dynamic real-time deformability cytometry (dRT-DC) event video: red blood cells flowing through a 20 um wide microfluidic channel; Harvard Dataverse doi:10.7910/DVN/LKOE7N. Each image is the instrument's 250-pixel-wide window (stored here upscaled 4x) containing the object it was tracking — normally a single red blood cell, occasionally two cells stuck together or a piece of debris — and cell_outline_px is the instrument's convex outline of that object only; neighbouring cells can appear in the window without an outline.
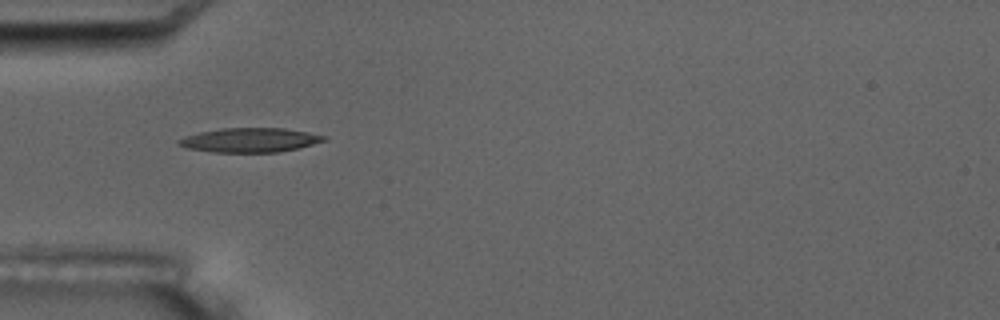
{"species": "common noctule bat (a hibernating species)", "species_latin": "Nyctalus noctula", "temperature_condition": "room temperature", "stored_images_in_passage": 5, "camera_frame_rate_fps": 3000, "um_per_image_px": 0.085, "animal": {"sex": "male", "body_mass_g": 17.5, "forearm_length_mm": 52.3}, "frame": {"image": 1, "passage_image": 1, "time_ms": 0.0, "image_size_px": [1000, 320], "cell_outline_px": [[328, 140], [280, 152], [212, 152], [188, 148], [176, 144], [176, 140], [184, 136], [200, 132], [220, 128], [284, 128], [308, 132], [328, 136]], "centroid_in_image_um": [21.23, 11.9], "position_along_channel_um": 63.8, "area_um2": 20.63}}
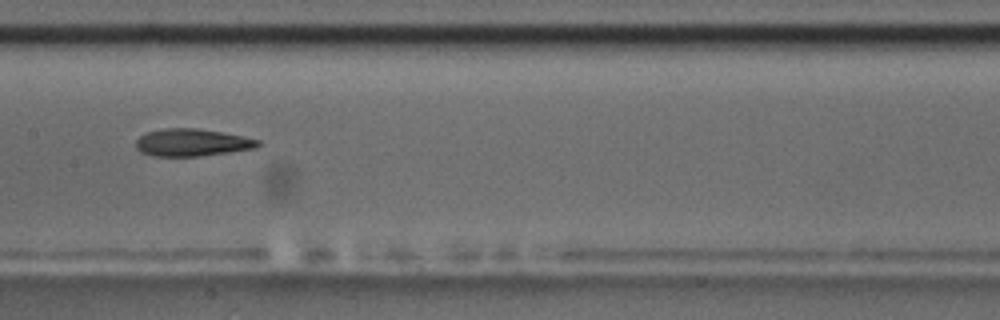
{"frame": {"image": 2, "passage_image": 4, "time_ms": 3.667, "image_size_px": [1000, 320], "cell_outline_px": [[260, 144], [256, 148], [228, 152], [196, 156], [152, 156], [140, 152], [136, 148], [136, 140], [140, 136], [148, 132], [164, 128], [196, 128], [220, 132], [260, 140]], "centroid_in_image_um": [16.28, 12.12], "position_along_channel_um": 191.1, "area_um2": 19.25}}